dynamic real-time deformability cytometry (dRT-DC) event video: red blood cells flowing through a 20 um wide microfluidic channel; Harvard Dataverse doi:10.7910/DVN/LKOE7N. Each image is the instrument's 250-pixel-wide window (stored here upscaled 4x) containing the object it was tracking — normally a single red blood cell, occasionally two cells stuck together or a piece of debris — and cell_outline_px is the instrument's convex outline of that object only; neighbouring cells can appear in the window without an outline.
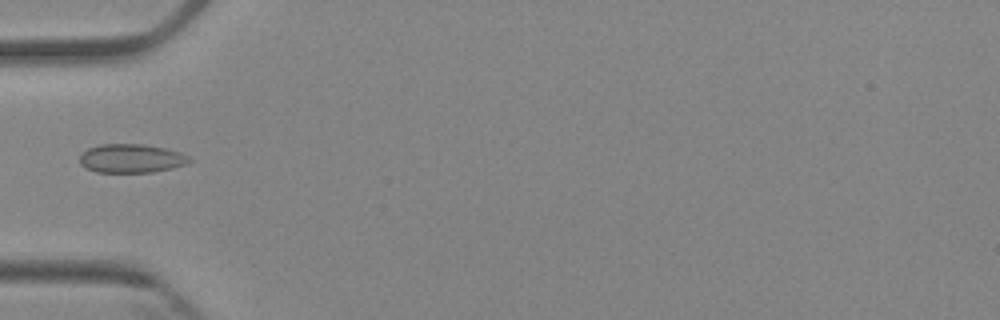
{"species": "Egyptian fruit bat (a non-hibernating species)", "species_latin": "Rousettus aegyptiacus", "temperature_condition": "cold", "stored_images_in_passage": 5, "camera_frame_rate_fps": 3000, "um_per_image_px": 0.085, "animal": {"sex": "female"}, "frame": {"image": 1, "passage_image": 5, "time_ms": 5.667, "image_size_px": [1000, 320], "cell_outline_px": [[192, 160], [188, 164], [172, 168], [152, 172], [96, 172], [84, 168], [80, 164], [80, 152], [88, 148], [100, 144], [144, 144], [164, 148], [180, 152], [188, 156]], "centroid_in_image_um": [11.13, 13.46], "position_along_channel_um": 73.9, "area_um2": 18.55}}